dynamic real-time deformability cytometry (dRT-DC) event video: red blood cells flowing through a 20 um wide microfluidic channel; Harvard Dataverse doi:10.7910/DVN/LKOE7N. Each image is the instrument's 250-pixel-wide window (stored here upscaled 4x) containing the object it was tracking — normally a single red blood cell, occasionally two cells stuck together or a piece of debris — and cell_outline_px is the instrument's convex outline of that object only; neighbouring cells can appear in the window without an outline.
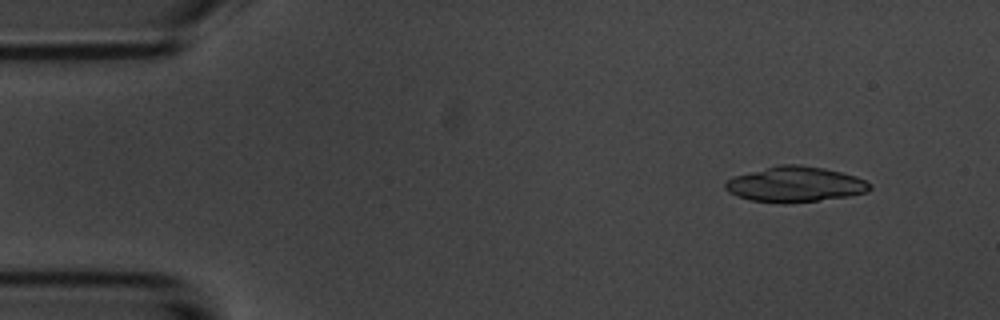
{"species": "common noctule bat (a hibernating species)", "species_latin": "Nyctalus noctula", "temperature_condition": "room temperature", "stored_images_in_passage": 4, "camera_frame_rate_fps": 3000, "um_per_image_px": 0.085, "animal": {"sex": "male", "body_mass_g": 20.1, "forearm_length_mm": 53.5}, "frame": {"image": 1, "passage_image": 1, "time_ms": 0.0, "image_size_px": [1000, 320], "cell_outline_px": [[872, 188], [868, 192], [848, 196], [784, 204], [780, 204], [752, 200], [736, 196], [728, 192], [724, 188], [724, 184], [732, 176], [780, 164], [800, 164], [824, 168], [856, 176], [872, 184]], "centroid_in_image_um": [67.57, 15.67], "position_along_channel_um": 17.4, "area_um2": 29.94}}